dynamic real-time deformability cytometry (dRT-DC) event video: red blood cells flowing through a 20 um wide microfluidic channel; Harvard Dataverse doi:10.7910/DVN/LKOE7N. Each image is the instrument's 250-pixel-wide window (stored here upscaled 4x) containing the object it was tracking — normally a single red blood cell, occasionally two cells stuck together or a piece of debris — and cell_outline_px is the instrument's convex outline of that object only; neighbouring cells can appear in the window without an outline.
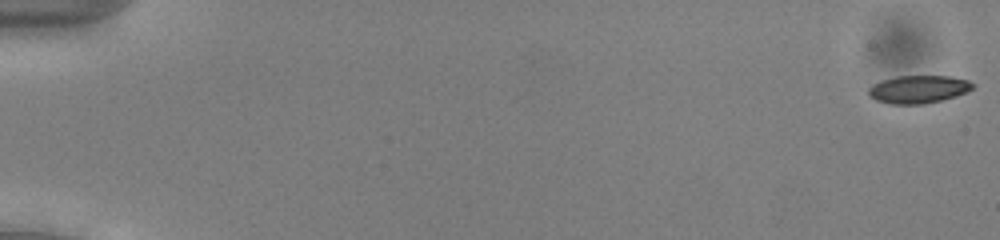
{"species": "common noctule bat (a hibernating species)", "species_latin": "Nyctalus noctula", "temperature_condition": "cold", "stored_images_in_passage": 54, "camera_frame_rate_fps": 3000, "um_per_image_px": 0.085, "animal": {"sex": "male", "body_mass_g": 13.0, "forearm_length_mm": 53.1}, "frame": {"image": 1, "passage_image": 1, "time_ms": 0.0, "image_size_px": [1000, 240], "cell_outline_px": [[976, 84], [972, 88], [956, 96], [924, 104], [892, 104], [876, 100], [868, 96], [868, 88], [872, 84], [884, 80], [900, 76], [952, 76], [968, 80]], "centroid_in_image_um": [78.06, 7.59], "position_along_channel_um": 6.9, "area_um2": 16.82}}
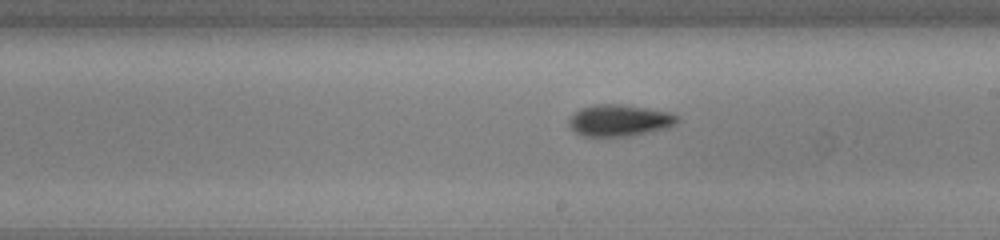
{"frame": {"image": 2, "passage_image": 32, "time_ms": 10.333, "image_size_px": [1000, 240], "cell_outline_px": [[680, 120], [676, 124], [668, 128], [624, 136], [584, 136], [576, 132], [568, 124], [568, 120], [580, 108], [596, 104], [620, 104], [668, 112], [680, 116]], "centroid_in_image_um": [52.67, 10.23], "position_along_channel_um": 236.3, "area_um2": 19.71}}
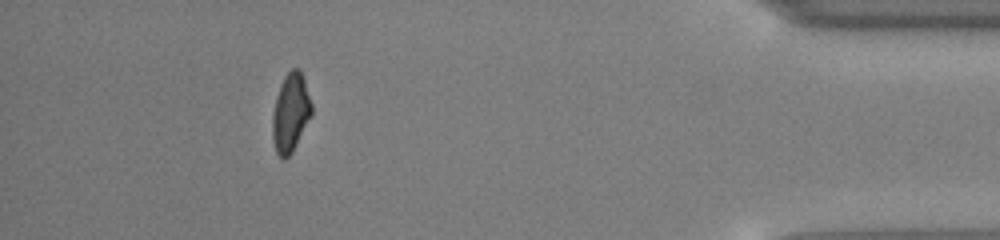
{"frame": {"image": 3, "passage_image": 49, "time_ms": 16.0, "image_size_px": [1000, 240], "cell_outline_px": [[312, 116], [292, 152], [284, 160], [276, 152], [272, 140], [272, 116], [276, 96], [280, 84], [284, 76], [292, 68], [300, 68], [312, 104]], "centroid_in_image_um": [24.7, 9.58], "position_along_channel_um": 410.5, "area_um2": 18.09}, "authors_computed_cell_mechanics": {"area_um2": 18.2937, "velocity_mm_per_s": 3.9413, "shape_relaxation_time_tau1_ms": 4.8972, "shape_relaxation_time_tau2_ms": 8.0281, "deformation_change_tau1": 0.1185, "deformation_change_tau2": 0.1495}}